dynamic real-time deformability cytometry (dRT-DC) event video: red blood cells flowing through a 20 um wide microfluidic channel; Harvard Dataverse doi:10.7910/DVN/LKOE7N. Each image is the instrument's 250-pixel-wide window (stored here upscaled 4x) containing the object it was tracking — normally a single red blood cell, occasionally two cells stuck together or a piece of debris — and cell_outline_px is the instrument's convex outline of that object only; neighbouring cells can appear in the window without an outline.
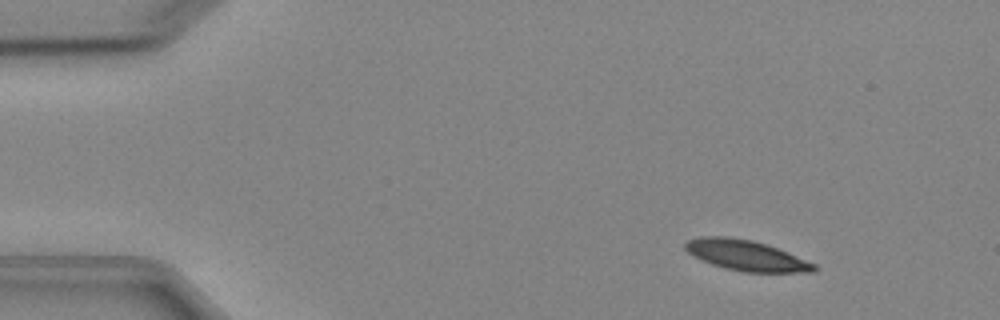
{"species": "Egyptian fruit bat (a non-hibernating species)", "species_latin": "Rousettus aegyptiacus", "temperature_condition": "cold", "stored_images_in_passage": 4, "camera_frame_rate_fps": 3000, "um_per_image_px": 0.085, "animal": {"sex": "female"}, "frame": {"image": 1, "passage_image": 1, "time_ms": 0.0, "image_size_px": [1000, 320], "cell_outline_px": [[816, 272], [744, 272], [724, 268], [712, 264], [688, 252], [684, 248], [684, 244], [688, 240], [700, 236], [728, 236], [752, 240], [776, 248], [816, 264]], "centroid_in_image_um": [63.41, 21.71], "position_along_channel_um": 21.6, "area_um2": 22.6}}